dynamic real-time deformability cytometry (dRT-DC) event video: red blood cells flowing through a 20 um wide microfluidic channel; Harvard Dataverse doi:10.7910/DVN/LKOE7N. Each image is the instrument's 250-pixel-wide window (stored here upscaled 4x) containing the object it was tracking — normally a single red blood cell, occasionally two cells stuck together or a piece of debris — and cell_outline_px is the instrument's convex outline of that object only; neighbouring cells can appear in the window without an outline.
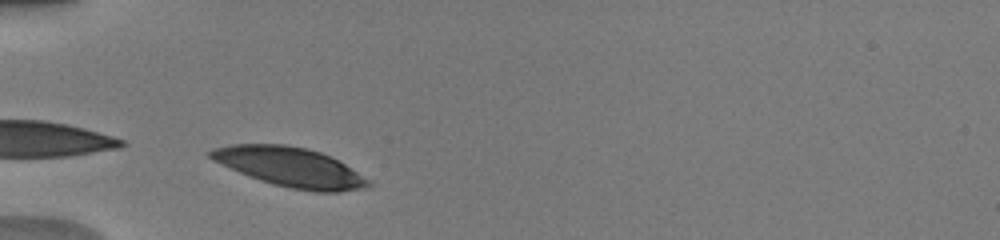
{"species": "human", "species_latin": "Homo sapiens", "temperature_condition": "warm", "stored_images_in_passage": 20, "camera_frame_rate_fps": 3000, "um_per_image_px": 0.085, "donor": {"sex": "male"}, "frame": {"image": 1, "passage_image": 1, "time_ms": 0.0, "image_size_px": [1000, 240], "cell_outline_px": [[372, 184], [364, 188], [340, 192], [316, 192], [292, 188], [272, 184], [260, 180], [240, 172], [212, 160], [208, 156], [208, 152], [216, 148], [232, 144], [284, 144], [304, 148], [320, 152], [332, 156], [372, 180]], "centroid_in_image_um": [24.72, 14.21], "position_along_channel_um": 60.3, "area_um2": 36.18}}
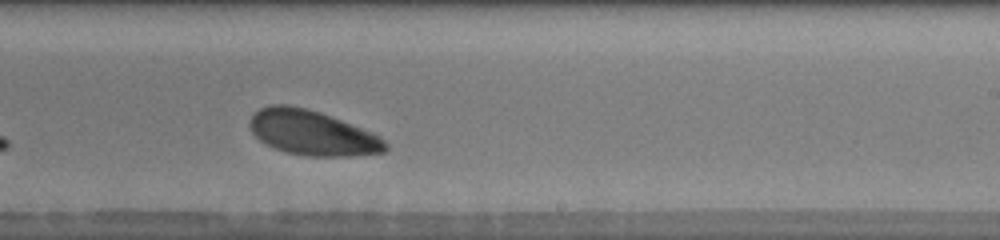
{"frame": {"image": 2, "passage_image": 17, "time_ms": 5.333, "image_size_px": [1000, 240], "cell_outline_px": [[388, 148], [384, 152], [352, 156], [308, 156], [284, 152], [260, 140], [252, 132], [248, 124], [248, 120], [260, 108], [268, 104], [288, 104], [320, 112], [372, 132], [380, 136], [388, 144]], "centroid_in_image_um": [26.53, 11.29], "position_along_channel_um": 262.5, "area_um2": 35.43}}